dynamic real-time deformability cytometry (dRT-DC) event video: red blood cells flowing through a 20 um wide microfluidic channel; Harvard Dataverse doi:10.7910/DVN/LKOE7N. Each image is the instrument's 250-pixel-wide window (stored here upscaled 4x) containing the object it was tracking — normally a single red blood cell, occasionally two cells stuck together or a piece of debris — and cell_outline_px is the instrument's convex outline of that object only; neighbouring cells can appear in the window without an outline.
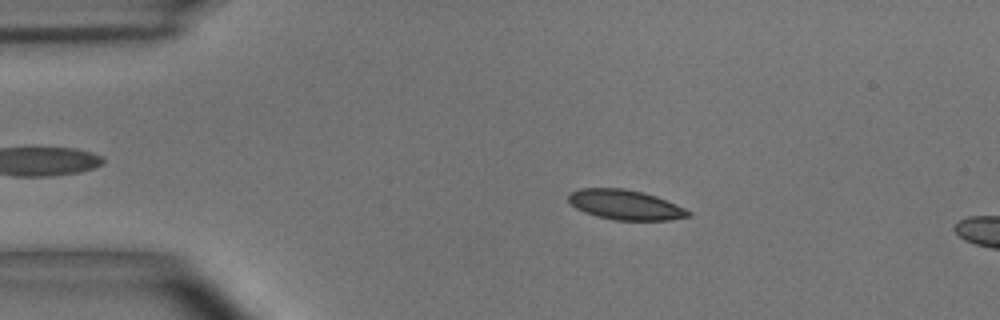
{"species": "common noctule bat (a hibernating species)", "species_latin": "Nyctalus noctula", "temperature_condition": "room temperature", "stored_images_in_passage": 14, "camera_frame_rate_fps": 3000, "um_per_image_px": 0.085, "animal": {"sex": "male", "body_mass_g": 15.6}, "frame": {"image": 1, "passage_image": 10, "time_ms": 3.0, "image_size_px": [1000, 320], "cell_outline_px": [[692, 216], [668, 220], [616, 220], [596, 216], [584, 212], [576, 208], [568, 200], [568, 192], [580, 188], [624, 188], [656, 196], [676, 204], [692, 212]], "centroid_in_image_um": [53.14, 17.4], "position_along_channel_um": 31.9, "area_um2": 20.87}}